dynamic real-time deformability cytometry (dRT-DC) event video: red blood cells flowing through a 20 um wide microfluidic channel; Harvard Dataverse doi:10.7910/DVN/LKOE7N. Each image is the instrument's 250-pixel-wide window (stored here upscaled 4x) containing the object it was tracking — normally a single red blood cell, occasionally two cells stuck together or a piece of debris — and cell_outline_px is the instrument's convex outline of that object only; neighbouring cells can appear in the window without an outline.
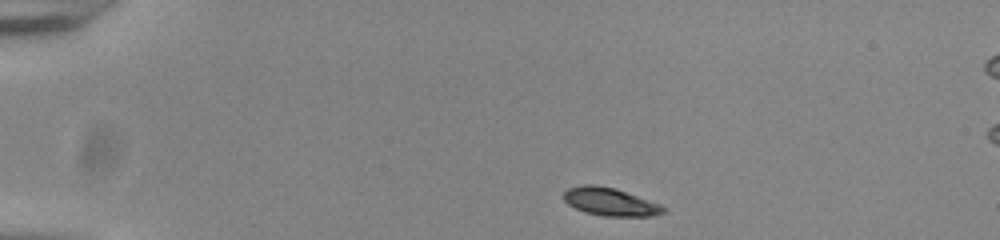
{"species": "common noctule bat (a hibernating species)", "species_latin": "Nyctalus noctula", "temperature_condition": "room temperature", "stored_images_in_passage": 44, "camera_frame_rate_fps": 3000, "um_per_image_px": 0.085, "animal": {"sex": "male", "body_mass_g": 20.0, "forearm_length_mm": 53.3}, "frame": {"image": 1, "passage_image": 1, "time_ms": 0.0, "image_size_px": [1000, 240], "cell_outline_px": [[668, 208], [664, 212], [652, 216], [604, 216], [584, 212], [568, 204], [564, 200], [564, 192], [568, 188], [584, 184], [596, 184], [616, 188], [660, 204]], "centroid_in_image_um": [51.87, 17.14], "position_along_channel_um": 33.1, "area_um2": 16.3}}
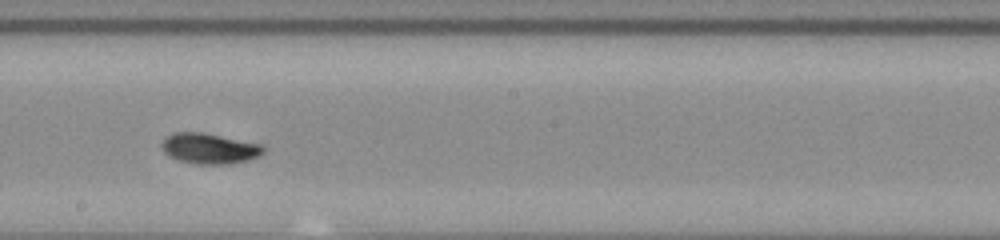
{"frame": {"image": 2, "passage_image": 22, "time_ms": 7.0, "image_size_px": [1000, 240], "cell_outline_px": [[264, 152], [260, 156], [248, 160], [232, 164], [196, 164], [180, 160], [168, 156], [164, 152], [160, 144], [168, 136], [176, 132], [204, 132], [264, 144]], "centroid_in_image_um": [17.85, 12.62], "position_along_channel_um": 230.4, "area_um2": 18.32}}
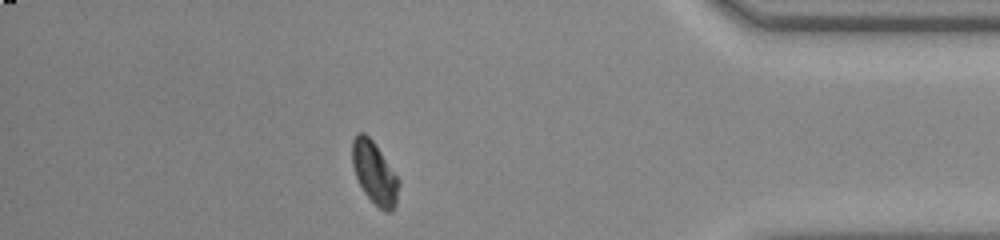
{"frame": {"image": 3, "passage_image": 38, "time_ms": 12.333, "image_size_px": [1000, 240], "cell_outline_px": [[400, 184], [396, 204], [392, 212], [384, 212], [364, 192], [356, 176], [352, 164], [352, 140], [356, 132], [364, 132], [376, 144], [400, 180]], "centroid_in_image_um": [31.85, 14.68], "position_along_channel_um": 403.4, "area_um2": 16.99}, "authors_computed_cell_mechanics": {"area_um2": 17.3689, "velocity_mm_per_s": 3.8232, "shape_relaxation_time_tau1_ms": 3.7236, "shape_relaxation_time_tau2_ms": 1.3012, "deformation_change_tau1": 0.1269, "deformation_change_tau2": 0.0362}}